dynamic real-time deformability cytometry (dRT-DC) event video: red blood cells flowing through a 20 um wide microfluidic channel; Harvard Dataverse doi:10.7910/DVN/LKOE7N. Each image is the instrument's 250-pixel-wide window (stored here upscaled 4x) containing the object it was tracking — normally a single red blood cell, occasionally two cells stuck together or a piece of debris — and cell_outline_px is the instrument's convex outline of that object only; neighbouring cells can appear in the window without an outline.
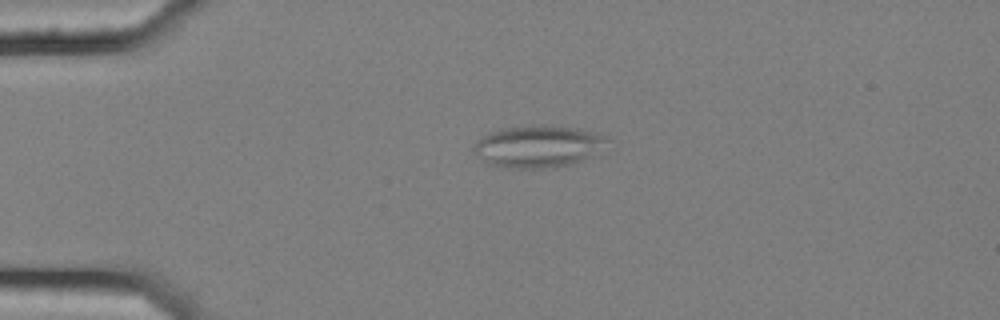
{"species": "common noctule bat (a hibernating species)", "species_latin": "Nyctalus noctula", "temperature_condition": "cold", "stored_images_in_passage": 6, "camera_frame_rate_fps": 3000, "um_per_image_px": 0.085, "animal": {"sex": "female", "body_mass_g": 25.1}, "frame": {"image": 1, "passage_image": 4, "time_ms": 1.0, "image_size_px": [1000, 320], "cell_outline_px": [[612, 140], [600, 156], [556, 168], [512, 168], [488, 164], [472, 152], [472, 148], [488, 132], [504, 128], [532, 124], [552, 124], [580, 128], [608, 136]], "centroid_in_image_um": [45.89, 12.43], "position_along_channel_um": 39.1, "area_um2": 33.99}}
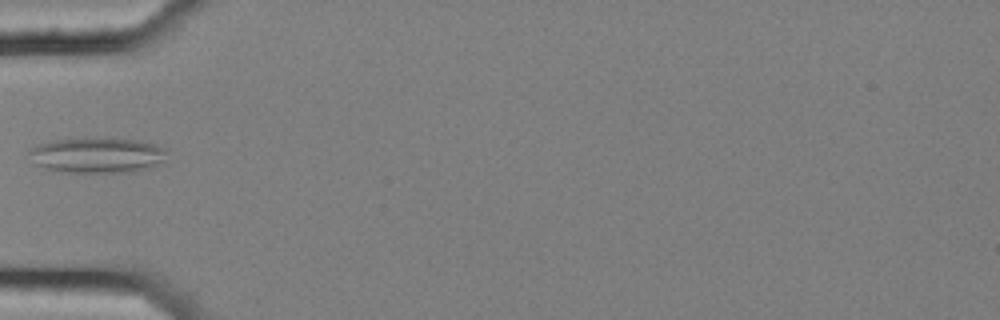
{"frame": {"image": 2, "passage_image": 5, "time_ms": 1.333, "image_size_px": [1000, 320], "cell_outline_px": [[168, 148], [164, 164], [152, 168], [132, 172], [68, 172], [44, 168], [36, 164], [28, 152], [36, 144], [52, 140], [84, 136], [104, 136], [140, 140], [156, 144]], "centroid_in_image_um": [8.35, 13.15], "position_along_channel_um": 76.6, "area_um2": 29.71}}